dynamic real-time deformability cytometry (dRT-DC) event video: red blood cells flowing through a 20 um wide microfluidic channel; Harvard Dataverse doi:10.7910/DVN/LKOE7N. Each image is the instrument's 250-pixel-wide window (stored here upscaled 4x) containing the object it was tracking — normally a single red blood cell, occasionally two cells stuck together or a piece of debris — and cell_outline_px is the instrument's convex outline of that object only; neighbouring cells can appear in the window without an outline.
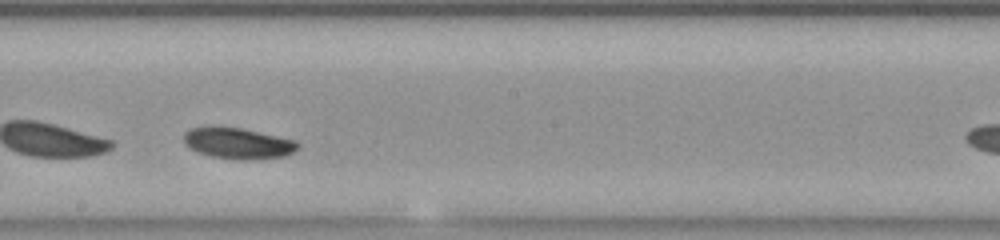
{"species": "common noctule bat (a hibernating species)", "species_latin": "Nyctalus noctula", "temperature_condition": "room temperature", "stored_images_in_passage": 35, "camera_frame_rate_fps": 3000, "um_per_image_px": 0.085, "animal": {"sex": "female", "body_mass_g": 23.0, "forearm_length_mm": 53.4}, "frame": {"image": 1, "passage_image": 20, "time_ms": 6.333, "image_size_px": [1000, 240], "cell_outline_px": [[300, 144], [292, 152], [284, 156], [260, 160], [236, 160], [212, 156], [200, 152], [192, 148], [184, 140], [184, 136], [192, 128], [240, 128], [292, 140]], "centroid_in_image_um": [20.28, 12.22], "position_along_channel_um": 227.9, "area_um2": 19.77}}
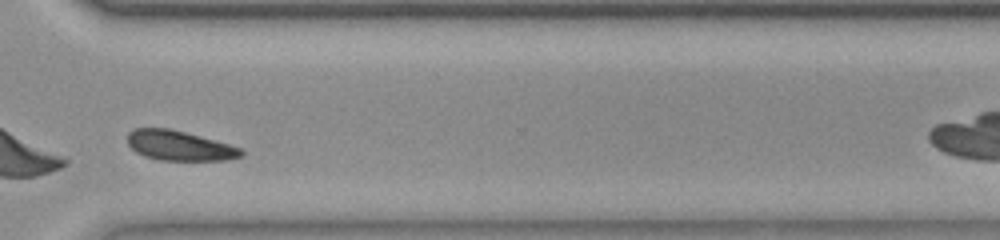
{"frame": {"image": 2, "passage_image": 30, "time_ms": 9.667, "image_size_px": [1000, 240], "cell_outline_px": [[244, 156], [228, 160], [160, 160], [144, 156], [136, 152], [128, 144], [128, 132], [136, 128], [168, 128], [184, 132], [228, 144], [240, 148], [244, 152]], "centroid_in_image_um": [15.25, 12.39], "position_along_channel_um": 355.4, "area_um2": 19.59}, "authors_computed_cell_mechanics": {"area_um2": 19.8832, "velocity_mm_per_s": 3.8083, "shape_relaxation_time_tau1_ms": 2.9328, "shape_relaxation_time_tau2_ms": null, "deformation_change_tau1": 0.0817, "deformation_change_tau2": null}}